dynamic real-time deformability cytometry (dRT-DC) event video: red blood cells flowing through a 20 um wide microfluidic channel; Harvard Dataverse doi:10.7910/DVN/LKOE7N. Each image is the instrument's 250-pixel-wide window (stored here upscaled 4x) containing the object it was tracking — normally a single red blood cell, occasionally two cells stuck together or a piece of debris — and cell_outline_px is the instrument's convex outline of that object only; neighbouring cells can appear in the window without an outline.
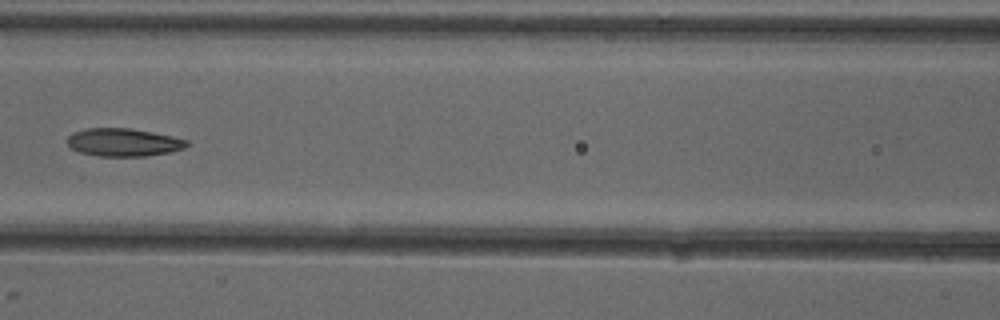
{"species": "common noctule bat (a hibernating species)", "species_latin": "Nyctalus noctula", "temperature_condition": "cold", "stored_images_in_passage": 7, "camera_frame_rate_fps": 3000, "um_per_image_px": 0.085, "animal": {"sex": "female"}, "frame": {"image": 1, "passage_image": 6, "time_ms": 6.0, "image_size_px": [1000, 320], "cell_outline_px": [[188, 144], [184, 148], [172, 152], [144, 156], [100, 156], [80, 152], [72, 148], [68, 144], [68, 136], [72, 132], [88, 128], [128, 128], [152, 132], [172, 136], [188, 140]], "centroid_in_image_um": [10.51, 12.09], "position_along_channel_um": 156.1, "area_um2": 19.36}}
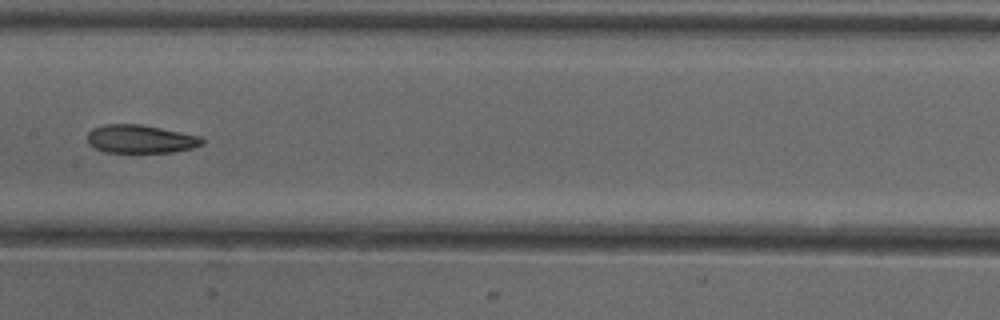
{"frame": {"image": 2, "passage_image": 7, "time_ms": 7.0, "image_size_px": [1000, 320], "cell_outline_px": [[204, 144], [192, 148], [172, 152], [104, 152], [88, 144], [88, 132], [92, 128], [104, 124], [140, 124], [200, 136], [204, 140]], "centroid_in_image_um": [11.93, 11.81], "position_along_channel_um": 195.5, "area_um2": 18.84}}